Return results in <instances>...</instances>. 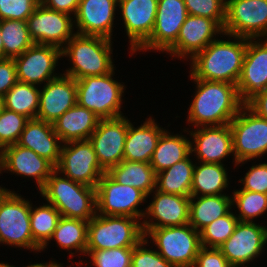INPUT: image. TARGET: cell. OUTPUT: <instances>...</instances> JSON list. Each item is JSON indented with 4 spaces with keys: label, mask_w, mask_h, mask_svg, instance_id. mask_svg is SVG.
Listing matches in <instances>:
<instances>
[{
    "label": "cell",
    "mask_w": 267,
    "mask_h": 267,
    "mask_svg": "<svg viewBox=\"0 0 267 267\" xmlns=\"http://www.w3.org/2000/svg\"><path fill=\"white\" fill-rule=\"evenodd\" d=\"M229 125L236 165L267 153V119L260 117L244 104Z\"/></svg>",
    "instance_id": "cell-9"
},
{
    "label": "cell",
    "mask_w": 267,
    "mask_h": 267,
    "mask_svg": "<svg viewBox=\"0 0 267 267\" xmlns=\"http://www.w3.org/2000/svg\"><path fill=\"white\" fill-rule=\"evenodd\" d=\"M18 81L14 59H0V95H4Z\"/></svg>",
    "instance_id": "cell-47"
},
{
    "label": "cell",
    "mask_w": 267,
    "mask_h": 267,
    "mask_svg": "<svg viewBox=\"0 0 267 267\" xmlns=\"http://www.w3.org/2000/svg\"><path fill=\"white\" fill-rule=\"evenodd\" d=\"M0 267H14V266H11V265L5 264V263H0Z\"/></svg>",
    "instance_id": "cell-54"
},
{
    "label": "cell",
    "mask_w": 267,
    "mask_h": 267,
    "mask_svg": "<svg viewBox=\"0 0 267 267\" xmlns=\"http://www.w3.org/2000/svg\"><path fill=\"white\" fill-rule=\"evenodd\" d=\"M252 41L247 39L243 66L236 85L244 103L267 89V38L263 43Z\"/></svg>",
    "instance_id": "cell-18"
},
{
    "label": "cell",
    "mask_w": 267,
    "mask_h": 267,
    "mask_svg": "<svg viewBox=\"0 0 267 267\" xmlns=\"http://www.w3.org/2000/svg\"><path fill=\"white\" fill-rule=\"evenodd\" d=\"M60 138L51 123L39 119H30L21 133L18 145L33 150L37 155L46 158L54 166L60 159Z\"/></svg>",
    "instance_id": "cell-26"
},
{
    "label": "cell",
    "mask_w": 267,
    "mask_h": 267,
    "mask_svg": "<svg viewBox=\"0 0 267 267\" xmlns=\"http://www.w3.org/2000/svg\"><path fill=\"white\" fill-rule=\"evenodd\" d=\"M107 173L119 184L133 186L147 197L156 190V173L150 163L122 160Z\"/></svg>",
    "instance_id": "cell-30"
},
{
    "label": "cell",
    "mask_w": 267,
    "mask_h": 267,
    "mask_svg": "<svg viewBox=\"0 0 267 267\" xmlns=\"http://www.w3.org/2000/svg\"><path fill=\"white\" fill-rule=\"evenodd\" d=\"M45 267H63L60 264H57L56 262H49Z\"/></svg>",
    "instance_id": "cell-51"
},
{
    "label": "cell",
    "mask_w": 267,
    "mask_h": 267,
    "mask_svg": "<svg viewBox=\"0 0 267 267\" xmlns=\"http://www.w3.org/2000/svg\"><path fill=\"white\" fill-rule=\"evenodd\" d=\"M216 33H224L223 28L213 19L188 15L180 28L175 44L167 51L172 56L184 57L190 55L192 59L204 50L213 40Z\"/></svg>",
    "instance_id": "cell-20"
},
{
    "label": "cell",
    "mask_w": 267,
    "mask_h": 267,
    "mask_svg": "<svg viewBox=\"0 0 267 267\" xmlns=\"http://www.w3.org/2000/svg\"><path fill=\"white\" fill-rule=\"evenodd\" d=\"M155 192L152 203L145 210V215H151L157 222L144 220L142 228L174 227L189 223L190 197L157 190Z\"/></svg>",
    "instance_id": "cell-24"
},
{
    "label": "cell",
    "mask_w": 267,
    "mask_h": 267,
    "mask_svg": "<svg viewBox=\"0 0 267 267\" xmlns=\"http://www.w3.org/2000/svg\"><path fill=\"white\" fill-rule=\"evenodd\" d=\"M194 166L188 156L186 159L157 173V191L190 197Z\"/></svg>",
    "instance_id": "cell-32"
},
{
    "label": "cell",
    "mask_w": 267,
    "mask_h": 267,
    "mask_svg": "<svg viewBox=\"0 0 267 267\" xmlns=\"http://www.w3.org/2000/svg\"><path fill=\"white\" fill-rule=\"evenodd\" d=\"M31 204L21 196L0 188V242L42 250L34 241L30 227Z\"/></svg>",
    "instance_id": "cell-8"
},
{
    "label": "cell",
    "mask_w": 267,
    "mask_h": 267,
    "mask_svg": "<svg viewBox=\"0 0 267 267\" xmlns=\"http://www.w3.org/2000/svg\"><path fill=\"white\" fill-rule=\"evenodd\" d=\"M29 120L26 116L6 108L0 112V151L18 143Z\"/></svg>",
    "instance_id": "cell-40"
},
{
    "label": "cell",
    "mask_w": 267,
    "mask_h": 267,
    "mask_svg": "<svg viewBox=\"0 0 267 267\" xmlns=\"http://www.w3.org/2000/svg\"><path fill=\"white\" fill-rule=\"evenodd\" d=\"M55 169L40 193L65 218L89 221L97 214L96 188L58 177Z\"/></svg>",
    "instance_id": "cell-3"
},
{
    "label": "cell",
    "mask_w": 267,
    "mask_h": 267,
    "mask_svg": "<svg viewBox=\"0 0 267 267\" xmlns=\"http://www.w3.org/2000/svg\"><path fill=\"white\" fill-rule=\"evenodd\" d=\"M60 212L52 205L47 204L30 210V227L33 241L43 250L47 241L52 240L54 230L61 218Z\"/></svg>",
    "instance_id": "cell-37"
},
{
    "label": "cell",
    "mask_w": 267,
    "mask_h": 267,
    "mask_svg": "<svg viewBox=\"0 0 267 267\" xmlns=\"http://www.w3.org/2000/svg\"><path fill=\"white\" fill-rule=\"evenodd\" d=\"M88 221L61 217L52 238L61 248L86 254Z\"/></svg>",
    "instance_id": "cell-36"
},
{
    "label": "cell",
    "mask_w": 267,
    "mask_h": 267,
    "mask_svg": "<svg viewBox=\"0 0 267 267\" xmlns=\"http://www.w3.org/2000/svg\"><path fill=\"white\" fill-rule=\"evenodd\" d=\"M184 0H158L155 24L149 39L138 49L168 51L176 42L188 16Z\"/></svg>",
    "instance_id": "cell-15"
},
{
    "label": "cell",
    "mask_w": 267,
    "mask_h": 267,
    "mask_svg": "<svg viewBox=\"0 0 267 267\" xmlns=\"http://www.w3.org/2000/svg\"><path fill=\"white\" fill-rule=\"evenodd\" d=\"M145 238L142 223L128 216H103L88 221L86 250L135 247Z\"/></svg>",
    "instance_id": "cell-5"
},
{
    "label": "cell",
    "mask_w": 267,
    "mask_h": 267,
    "mask_svg": "<svg viewBox=\"0 0 267 267\" xmlns=\"http://www.w3.org/2000/svg\"><path fill=\"white\" fill-rule=\"evenodd\" d=\"M238 222V218L230 211L217 218L200 231L201 246L219 248L233 234Z\"/></svg>",
    "instance_id": "cell-38"
},
{
    "label": "cell",
    "mask_w": 267,
    "mask_h": 267,
    "mask_svg": "<svg viewBox=\"0 0 267 267\" xmlns=\"http://www.w3.org/2000/svg\"><path fill=\"white\" fill-rule=\"evenodd\" d=\"M147 241L145 237L133 248L131 267H174L157 251L144 248Z\"/></svg>",
    "instance_id": "cell-44"
},
{
    "label": "cell",
    "mask_w": 267,
    "mask_h": 267,
    "mask_svg": "<svg viewBox=\"0 0 267 267\" xmlns=\"http://www.w3.org/2000/svg\"><path fill=\"white\" fill-rule=\"evenodd\" d=\"M146 198L142 191L119 184L107 172L96 186L97 213L99 211L103 216H128L140 220L145 217V212L139 211L137 206Z\"/></svg>",
    "instance_id": "cell-10"
},
{
    "label": "cell",
    "mask_w": 267,
    "mask_h": 267,
    "mask_svg": "<svg viewBox=\"0 0 267 267\" xmlns=\"http://www.w3.org/2000/svg\"><path fill=\"white\" fill-rule=\"evenodd\" d=\"M223 31L255 40L267 36V0H226Z\"/></svg>",
    "instance_id": "cell-12"
},
{
    "label": "cell",
    "mask_w": 267,
    "mask_h": 267,
    "mask_svg": "<svg viewBox=\"0 0 267 267\" xmlns=\"http://www.w3.org/2000/svg\"><path fill=\"white\" fill-rule=\"evenodd\" d=\"M237 42L213 40L192 60L191 79L227 82L237 85L246 53L247 38L231 36Z\"/></svg>",
    "instance_id": "cell-2"
},
{
    "label": "cell",
    "mask_w": 267,
    "mask_h": 267,
    "mask_svg": "<svg viewBox=\"0 0 267 267\" xmlns=\"http://www.w3.org/2000/svg\"><path fill=\"white\" fill-rule=\"evenodd\" d=\"M245 104L257 115L267 119V89L255 94Z\"/></svg>",
    "instance_id": "cell-49"
},
{
    "label": "cell",
    "mask_w": 267,
    "mask_h": 267,
    "mask_svg": "<svg viewBox=\"0 0 267 267\" xmlns=\"http://www.w3.org/2000/svg\"><path fill=\"white\" fill-rule=\"evenodd\" d=\"M232 204L239 209L238 220L241 222H253V218L265 213L267 210V194L237 190L233 192Z\"/></svg>",
    "instance_id": "cell-39"
},
{
    "label": "cell",
    "mask_w": 267,
    "mask_h": 267,
    "mask_svg": "<svg viewBox=\"0 0 267 267\" xmlns=\"http://www.w3.org/2000/svg\"><path fill=\"white\" fill-rule=\"evenodd\" d=\"M194 199L198 200L195 202ZM232 205V199L224 194L190 196L189 224L200 232L217 218L226 215Z\"/></svg>",
    "instance_id": "cell-29"
},
{
    "label": "cell",
    "mask_w": 267,
    "mask_h": 267,
    "mask_svg": "<svg viewBox=\"0 0 267 267\" xmlns=\"http://www.w3.org/2000/svg\"><path fill=\"white\" fill-rule=\"evenodd\" d=\"M76 96V80L70 76L61 75L46 82L43 90L40 91L36 119L53 124L77 103Z\"/></svg>",
    "instance_id": "cell-19"
},
{
    "label": "cell",
    "mask_w": 267,
    "mask_h": 267,
    "mask_svg": "<svg viewBox=\"0 0 267 267\" xmlns=\"http://www.w3.org/2000/svg\"><path fill=\"white\" fill-rule=\"evenodd\" d=\"M228 178L223 164L204 163L194 166L190 196L221 195L228 185Z\"/></svg>",
    "instance_id": "cell-33"
},
{
    "label": "cell",
    "mask_w": 267,
    "mask_h": 267,
    "mask_svg": "<svg viewBox=\"0 0 267 267\" xmlns=\"http://www.w3.org/2000/svg\"><path fill=\"white\" fill-rule=\"evenodd\" d=\"M100 118L85 107L75 104L54 123L55 133L63 143L88 140L97 128Z\"/></svg>",
    "instance_id": "cell-28"
},
{
    "label": "cell",
    "mask_w": 267,
    "mask_h": 267,
    "mask_svg": "<svg viewBox=\"0 0 267 267\" xmlns=\"http://www.w3.org/2000/svg\"><path fill=\"white\" fill-rule=\"evenodd\" d=\"M127 131L128 119L121 116L100 119L91 134L89 141L93 145L99 165L105 172L123 160Z\"/></svg>",
    "instance_id": "cell-13"
},
{
    "label": "cell",
    "mask_w": 267,
    "mask_h": 267,
    "mask_svg": "<svg viewBox=\"0 0 267 267\" xmlns=\"http://www.w3.org/2000/svg\"><path fill=\"white\" fill-rule=\"evenodd\" d=\"M27 26L34 43L60 49L75 35L72 33V18L68 14L49 9L41 2L28 17Z\"/></svg>",
    "instance_id": "cell-14"
},
{
    "label": "cell",
    "mask_w": 267,
    "mask_h": 267,
    "mask_svg": "<svg viewBox=\"0 0 267 267\" xmlns=\"http://www.w3.org/2000/svg\"><path fill=\"white\" fill-rule=\"evenodd\" d=\"M191 136L196 145L191 147V152L197 153L201 163L222 164L221 160L233 152V137L230 125L203 126Z\"/></svg>",
    "instance_id": "cell-25"
},
{
    "label": "cell",
    "mask_w": 267,
    "mask_h": 267,
    "mask_svg": "<svg viewBox=\"0 0 267 267\" xmlns=\"http://www.w3.org/2000/svg\"><path fill=\"white\" fill-rule=\"evenodd\" d=\"M0 28L4 59H14L34 44L29 34L27 21L1 20Z\"/></svg>",
    "instance_id": "cell-35"
},
{
    "label": "cell",
    "mask_w": 267,
    "mask_h": 267,
    "mask_svg": "<svg viewBox=\"0 0 267 267\" xmlns=\"http://www.w3.org/2000/svg\"><path fill=\"white\" fill-rule=\"evenodd\" d=\"M197 92L189 108L188 122L199 126L227 125L245 104L232 83L193 79Z\"/></svg>",
    "instance_id": "cell-1"
},
{
    "label": "cell",
    "mask_w": 267,
    "mask_h": 267,
    "mask_svg": "<svg viewBox=\"0 0 267 267\" xmlns=\"http://www.w3.org/2000/svg\"><path fill=\"white\" fill-rule=\"evenodd\" d=\"M40 2L41 0H0V21H27Z\"/></svg>",
    "instance_id": "cell-43"
},
{
    "label": "cell",
    "mask_w": 267,
    "mask_h": 267,
    "mask_svg": "<svg viewBox=\"0 0 267 267\" xmlns=\"http://www.w3.org/2000/svg\"><path fill=\"white\" fill-rule=\"evenodd\" d=\"M192 143L186 137L170 135L167 131L161 134L150 161L155 173H159L177 162L186 159L191 152Z\"/></svg>",
    "instance_id": "cell-31"
},
{
    "label": "cell",
    "mask_w": 267,
    "mask_h": 267,
    "mask_svg": "<svg viewBox=\"0 0 267 267\" xmlns=\"http://www.w3.org/2000/svg\"><path fill=\"white\" fill-rule=\"evenodd\" d=\"M61 56L62 49L59 47L34 43L14 58L18 81L38 85L55 79L58 76H52V73Z\"/></svg>",
    "instance_id": "cell-17"
},
{
    "label": "cell",
    "mask_w": 267,
    "mask_h": 267,
    "mask_svg": "<svg viewBox=\"0 0 267 267\" xmlns=\"http://www.w3.org/2000/svg\"><path fill=\"white\" fill-rule=\"evenodd\" d=\"M0 59H4V47L1 37V28H0Z\"/></svg>",
    "instance_id": "cell-50"
},
{
    "label": "cell",
    "mask_w": 267,
    "mask_h": 267,
    "mask_svg": "<svg viewBox=\"0 0 267 267\" xmlns=\"http://www.w3.org/2000/svg\"><path fill=\"white\" fill-rule=\"evenodd\" d=\"M266 243V226L239 221L233 234L219 249L233 267H240L256 258Z\"/></svg>",
    "instance_id": "cell-16"
},
{
    "label": "cell",
    "mask_w": 267,
    "mask_h": 267,
    "mask_svg": "<svg viewBox=\"0 0 267 267\" xmlns=\"http://www.w3.org/2000/svg\"><path fill=\"white\" fill-rule=\"evenodd\" d=\"M203 247L198 251L193 267H233L219 248Z\"/></svg>",
    "instance_id": "cell-46"
},
{
    "label": "cell",
    "mask_w": 267,
    "mask_h": 267,
    "mask_svg": "<svg viewBox=\"0 0 267 267\" xmlns=\"http://www.w3.org/2000/svg\"><path fill=\"white\" fill-rule=\"evenodd\" d=\"M55 169L58 173H64L65 177L72 181L93 188H96L100 178L105 173L98 163L89 139L64 143Z\"/></svg>",
    "instance_id": "cell-11"
},
{
    "label": "cell",
    "mask_w": 267,
    "mask_h": 267,
    "mask_svg": "<svg viewBox=\"0 0 267 267\" xmlns=\"http://www.w3.org/2000/svg\"><path fill=\"white\" fill-rule=\"evenodd\" d=\"M47 265V263H40V264H32V265H28L27 267H45Z\"/></svg>",
    "instance_id": "cell-53"
},
{
    "label": "cell",
    "mask_w": 267,
    "mask_h": 267,
    "mask_svg": "<svg viewBox=\"0 0 267 267\" xmlns=\"http://www.w3.org/2000/svg\"><path fill=\"white\" fill-rule=\"evenodd\" d=\"M40 90L35 85L17 81L4 95V108L36 119L39 110Z\"/></svg>",
    "instance_id": "cell-34"
},
{
    "label": "cell",
    "mask_w": 267,
    "mask_h": 267,
    "mask_svg": "<svg viewBox=\"0 0 267 267\" xmlns=\"http://www.w3.org/2000/svg\"><path fill=\"white\" fill-rule=\"evenodd\" d=\"M149 118L138 128L128 120L123 160L150 163L161 134L164 132Z\"/></svg>",
    "instance_id": "cell-27"
},
{
    "label": "cell",
    "mask_w": 267,
    "mask_h": 267,
    "mask_svg": "<svg viewBox=\"0 0 267 267\" xmlns=\"http://www.w3.org/2000/svg\"><path fill=\"white\" fill-rule=\"evenodd\" d=\"M134 247L86 250L95 267H131Z\"/></svg>",
    "instance_id": "cell-41"
},
{
    "label": "cell",
    "mask_w": 267,
    "mask_h": 267,
    "mask_svg": "<svg viewBox=\"0 0 267 267\" xmlns=\"http://www.w3.org/2000/svg\"><path fill=\"white\" fill-rule=\"evenodd\" d=\"M130 39L131 51H137L150 37L156 18L158 0H118Z\"/></svg>",
    "instance_id": "cell-21"
},
{
    "label": "cell",
    "mask_w": 267,
    "mask_h": 267,
    "mask_svg": "<svg viewBox=\"0 0 267 267\" xmlns=\"http://www.w3.org/2000/svg\"><path fill=\"white\" fill-rule=\"evenodd\" d=\"M188 14L215 20L222 28L226 18V0H184Z\"/></svg>",
    "instance_id": "cell-42"
},
{
    "label": "cell",
    "mask_w": 267,
    "mask_h": 267,
    "mask_svg": "<svg viewBox=\"0 0 267 267\" xmlns=\"http://www.w3.org/2000/svg\"><path fill=\"white\" fill-rule=\"evenodd\" d=\"M240 181L244 184L241 190L267 194V163L252 166Z\"/></svg>",
    "instance_id": "cell-45"
},
{
    "label": "cell",
    "mask_w": 267,
    "mask_h": 267,
    "mask_svg": "<svg viewBox=\"0 0 267 267\" xmlns=\"http://www.w3.org/2000/svg\"><path fill=\"white\" fill-rule=\"evenodd\" d=\"M145 237H152L157 251L174 267H193L201 248L200 232L189 223L182 226L142 228Z\"/></svg>",
    "instance_id": "cell-6"
},
{
    "label": "cell",
    "mask_w": 267,
    "mask_h": 267,
    "mask_svg": "<svg viewBox=\"0 0 267 267\" xmlns=\"http://www.w3.org/2000/svg\"><path fill=\"white\" fill-rule=\"evenodd\" d=\"M62 48V56H69L73 67L63 75L75 80L101 76L113 70L111 40L100 36L75 34Z\"/></svg>",
    "instance_id": "cell-4"
},
{
    "label": "cell",
    "mask_w": 267,
    "mask_h": 267,
    "mask_svg": "<svg viewBox=\"0 0 267 267\" xmlns=\"http://www.w3.org/2000/svg\"><path fill=\"white\" fill-rule=\"evenodd\" d=\"M118 0H80L76 15L77 34L105 37L111 40Z\"/></svg>",
    "instance_id": "cell-23"
},
{
    "label": "cell",
    "mask_w": 267,
    "mask_h": 267,
    "mask_svg": "<svg viewBox=\"0 0 267 267\" xmlns=\"http://www.w3.org/2000/svg\"><path fill=\"white\" fill-rule=\"evenodd\" d=\"M4 109V97L0 95V112Z\"/></svg>",
    "instance_id": "cell-52"
},
{
    "label": "cell",
    "mask_w": 267,
    "mask_h": 267,
    "mask_svg": "<svg viewBox=\"0 0 267 267\" xmlns=\"http://www.w3.org/2000/svg\"><path fill=\"white\" fill-rule=\"evenodd\" d=\"M113 71L76 80L77 104L92 111L100 119L122 116L120 108L124 85L113 80Z\"/></svg>",
    "instance_id": "cell-7"
},
{
    "label": "cell",
    "mask_w": 267,
    "mask_h": 267,
    "mask_svg": "<svg viewBox=\"0 0 267 267\" xmlns=\"http://www.w3.org/2000/svg\"><path fill=\"white\" fill-rule=\"evenodd\" d=\"M80 0H41L47 8L56 10L59 12L70 13L74 12L76 15Z\"/></svg>",
    "instance_id": "cell-48"
},
{
    "label": "cell",
    "mask_w": 267,
    "mask_h": 267,
    "mask_svg": "<svg viewBox=\"0 0 267 267\" xmlns=\"http://www.w3.org/2000/svg\"><path fill=\"white\" fill-rule=\"evenodd\" d=\"M8 170L36 179L39 190L55 170V166L46 158L37 155L33 150L21 147L17 143L0 151V172Z\"/></svg>",
    "instance_id": "cell-22"
}]
</instances>
